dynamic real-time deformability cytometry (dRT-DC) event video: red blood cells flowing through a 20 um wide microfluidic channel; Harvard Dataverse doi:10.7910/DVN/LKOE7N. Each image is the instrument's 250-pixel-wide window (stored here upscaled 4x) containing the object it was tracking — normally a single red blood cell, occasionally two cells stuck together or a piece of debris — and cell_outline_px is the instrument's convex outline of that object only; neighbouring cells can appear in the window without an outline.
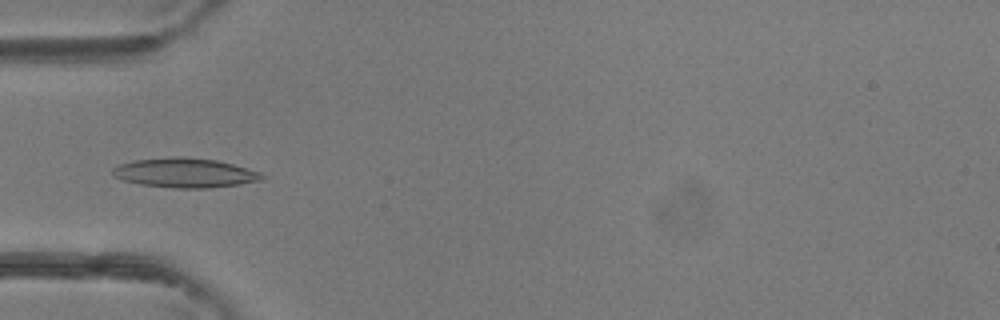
{"species": "common noctule bat (a hibernating species)", "species_latin": "Nyctalus noctula", "temperature_condition": "room temperature", "stored_images_in_passage": 39, "camera_frame_rate_fps": 3000, "um_per_image_px": 0.085, "animal": {"sex": "female"}, "frame": {"image": 1, "passage_image": 7, "time_ms": 2.0, "image_size_px": [1000, 320], "cell_outline_px": [[264, 180], [240, 184], [208, 188], [176, 188], [140, 184], [124, 180], [112, 176], [112, 168], [120, 164], [132, 160], [176, 156], [184, 156], [216, 160], [232, 164], [260, 172], [264, 176]], "centroid_in_image_um": [15.7, 14.68], "position_along_channel_um": 69.3, "area_um2": 25.72}}
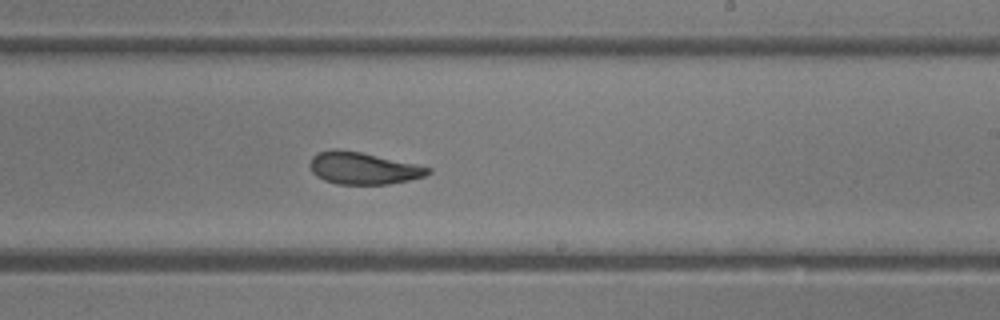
{"frame": {"image": 2, "passage_image": 20, "time_ms": 6.333, "image_size_px": [1000, 320], "cell_outline_px": [[432, 172], [424, 176], [408, 180], [388, 184], [336, 184], [324, 180], [316, 176], [312, 172], [308, 164], [312, 156], [316, 152], [336, 148], [360, 152], [432, 168]], "centroid_in_image_um": [30.8, 14.29], "position_along_channel_um": 258.2, "area_um2": 22.02}}
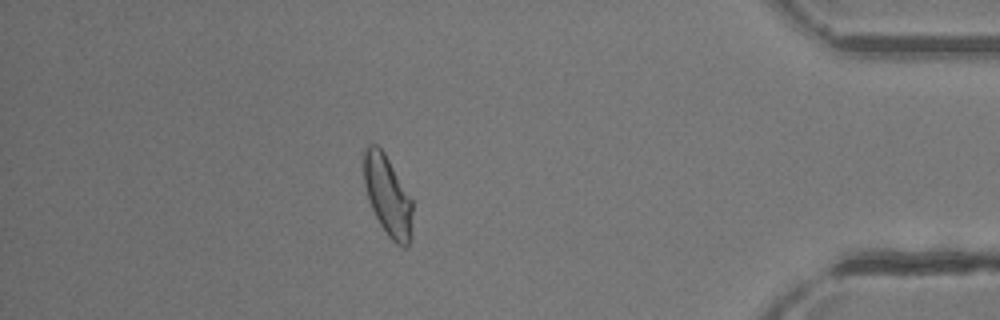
{"frame": {"image": 3, "passage_image": 33, "time_ms": 10.667, "image_size_px": [1000, 320], "cell_outline_px": [[412, 240], [408, 248], [404, 248], [396, 244], [388, 236], [380, 224], [368, 200], [364, 184], [364, 152], [368, 144], [376, 144], [384, 152], [412, 200]], "centroid_in_image_um": [32.97, 16.7], "position_along_channel_um": 402.2, "area_um2": 22.77}, "authors_computed_cell_mechanics": {"area_um2": 22.7732, "velocity_mm_per_s": 4.3427, "shape_relaxation_time_tau1_ms": 4.2056, "shape_relaxation_time_tau2_ms": 1.9935, "deformation_change_tau1": 0.1502, "deformation_change_tau2": 0.0673}}